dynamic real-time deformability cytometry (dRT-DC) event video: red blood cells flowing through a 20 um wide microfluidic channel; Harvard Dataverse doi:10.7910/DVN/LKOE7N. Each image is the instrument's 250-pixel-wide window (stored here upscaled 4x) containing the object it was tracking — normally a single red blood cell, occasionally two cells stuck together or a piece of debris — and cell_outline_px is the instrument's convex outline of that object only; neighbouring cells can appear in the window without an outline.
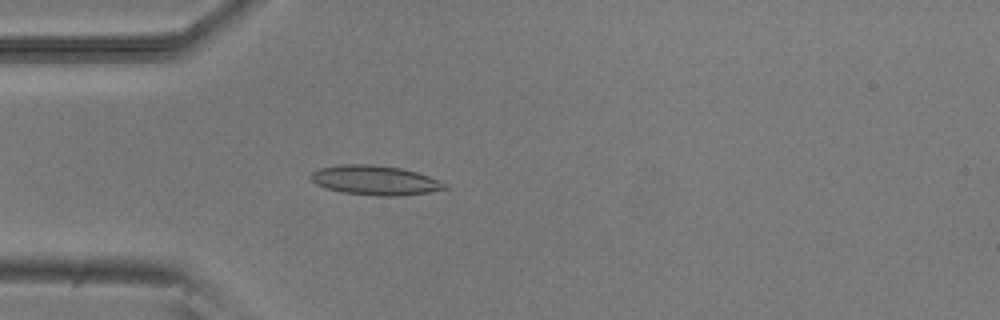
{"species": "common noctule bat (a hibernating species)", "species_latin": "Nyctalus noctula", "temperature_condition": "room temperature", "stored_images_in_passage": 51, "camera_frame_rate_fps": 3000, "um_per_image_px": 0.085, "animal": {"sex": "male", "body_mass_g": 20.5, "forearm_length_mm": 52.5}, "frame": {"image": 1, "passage_image": 14, "time_ms": 4.333, "image_size_px": [1000, 320], "cell_outline_px": [[448, 188], [428, 192], [400, 196], [376, 196], [344, 192], [324, 188], [316, 184], [308, 176], [312, 172], [320, 168], [340, 164], [372, 164], [400, 168], [416, 172], [428, 176], [448, 184]], "centroid_in_image_um": [31.86, 15.32], "position_along_channel_um": 53.1, "area_um2": 23.06}}
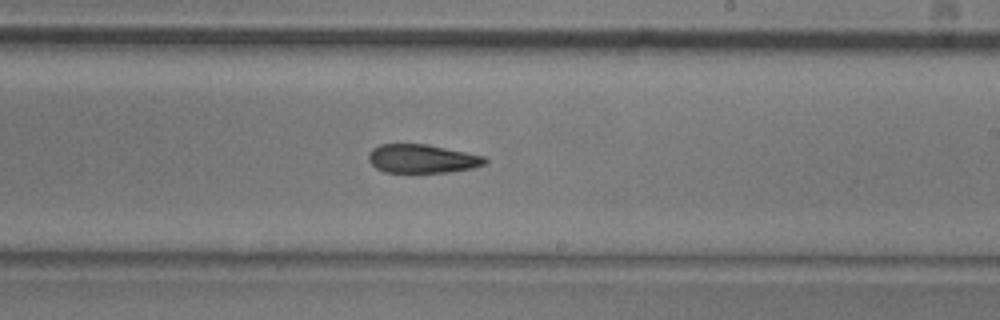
{"frame": {"image": 2, "passage_image": 30, "time_ms": 9.667, "image_size_px": [1000, 320], "cell_outline_px": [[488, 160], [484, 164], [472, 168], [448, 172], [384, 172], [376, 168], [368, 160], [368, 152], [372, 148], [380, 144], [428, 144], [484, 156]], "centroid_in_image_um": [35.85, 13.48], "position_along_channel_um": 253.2, "area_um2": 19.42}}
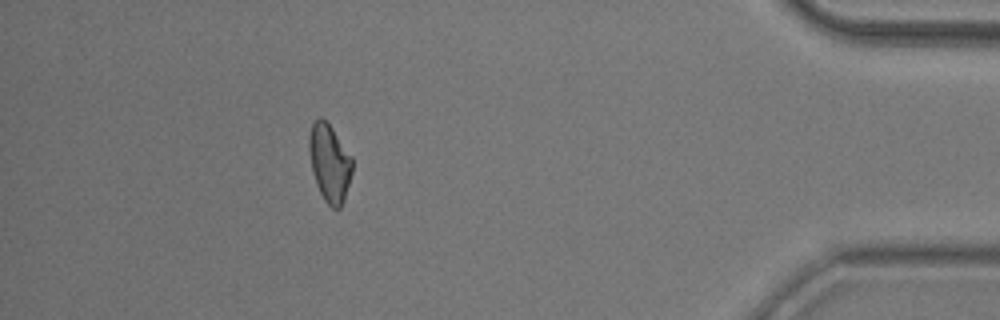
{"frame": {"image": 3, "passage_image": 46, "time_ms": 15.0, "image_size_px": [1000, 320], "cell_outline_px": [[352, 172], [344, 200], [340, 208], [332, 208], [324, 200], [316, 184], [312, 172], [308, 148], [308, 140], [312, 124], [320, 116], [332, 128], [352, 156]], "centroid_in_image_um": [28.0, 13.86], "position_along_channel_um": 407.2, "area_um2": 19.48}, "authors_computed_cell_mechanics": {"area_um2": 20.3456, "velocity_mm_per_s": 3.8638, "shape_relaxation_time_tau1_ms": 8.2571, "shape_relaxation_time_tau2_ms": 5.3459, "deformation_change_tau1": 0.2056, "deformation_change_tau2": 0.1456}}